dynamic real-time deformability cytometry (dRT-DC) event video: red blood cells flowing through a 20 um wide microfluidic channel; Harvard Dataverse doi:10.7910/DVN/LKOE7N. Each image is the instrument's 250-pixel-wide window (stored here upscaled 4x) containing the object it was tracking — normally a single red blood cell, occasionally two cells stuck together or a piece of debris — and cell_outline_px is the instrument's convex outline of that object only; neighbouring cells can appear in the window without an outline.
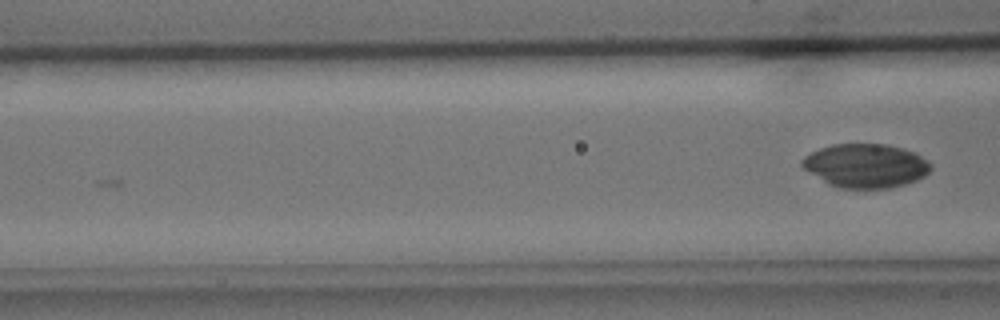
{"species": "common noctule bat (a hibernating species)", "species_latin": "Nyctalus noctula", "temperature_condition": "cold", "stored_images_in_passage": 6, "camera_frame_rate_fps": 3000, "um_per_image_px": 0.085, "animal": {"sex": "male", "body_mass_g": 15.6}, "frame": {"image": 1, "passage_image": 6, "time_ms": 7.0, "image_size_px": [1000, 320], "cell_outline_px": [[932, 168], [924, 176], [916, 180], [892, 188], [840, 188], [828, 184], [800, 168], [800, 160], [804, 156], [820, 148], [832, 144], [888, 144], [916, 152], [928, 160], [932, 164]], "centroid_in_image_um": [73.56, 14.08], "position_along_channel_um": 93.0, "area_um2": 33.29}}